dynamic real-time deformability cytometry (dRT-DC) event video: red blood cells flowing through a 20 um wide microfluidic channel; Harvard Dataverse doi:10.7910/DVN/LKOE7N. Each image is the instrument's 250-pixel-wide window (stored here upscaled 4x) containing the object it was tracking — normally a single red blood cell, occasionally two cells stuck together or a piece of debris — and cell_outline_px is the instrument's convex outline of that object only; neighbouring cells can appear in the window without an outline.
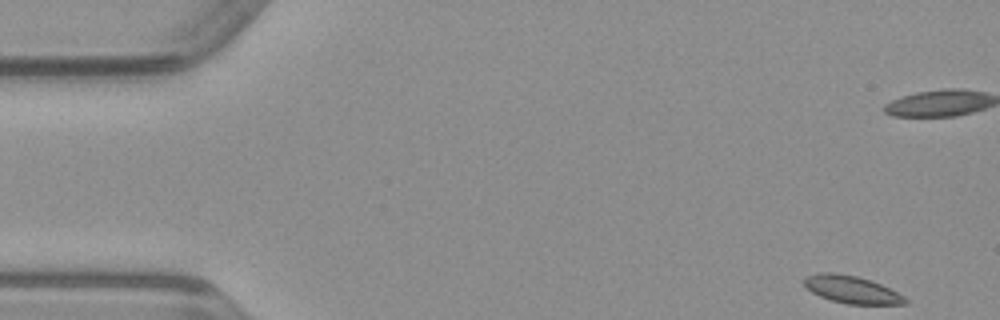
{"species": "common noctule bat (a hibernating species)", "species_latin": "Nyctalus noctula", "temperature_condition": "warm", "stored_images_in_passage": 49, "camera_frame_rate_fps": 3000, "um_per_image_px": 0.085, "animal": {"sex": "male", "body_mass_g": 23.1, "forearm_length_mm": 52.7}, "frame": {"image": 1, "passage_image": 1, "time_ms": 0.0, "image_size_px": [1000, 320], "cell_outline_px": [[908, 304], [848, 304], [832, 300], [820, 296], [812, 292], [804, 284], [804, 276], [820, 272], [832, 272], [856, 276], [880, 284], [904, 296], [908, 300]], "centroid_in_image_um": [72.38, 24.61], "position_along_channel_um": 12.6, "area_um2": 15.95}}